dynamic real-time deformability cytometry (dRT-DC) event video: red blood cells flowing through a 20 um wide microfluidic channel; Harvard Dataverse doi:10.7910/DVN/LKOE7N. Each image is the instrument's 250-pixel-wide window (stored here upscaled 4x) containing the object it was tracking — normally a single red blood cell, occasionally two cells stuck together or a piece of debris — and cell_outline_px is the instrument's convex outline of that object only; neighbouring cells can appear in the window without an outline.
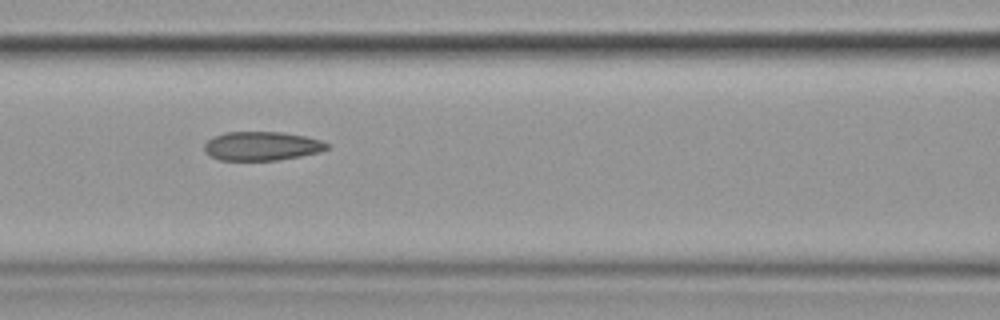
{"species": "common noctule bat (a hibernating species)", "species_latin": "Nyctalus noctula", "temperature_condition": "cold", "stored_images_in_passage": 8, "camera_frame_rate_fps": 3000, "um_per_image_px": 0.085, "animal": {"sex": "female", "body_mass_g": 19.9}, "frame": {"image": 1, "passage_image": 8, "time_ms": 8.0, "image_size_px": [1000, 320], "cell_outline_px": [[328, 148], [320, 152], [300, 156], [276, 160], [220, 160], [212, 156], [204, 148], [204, 144], [212, 136], [224, 132], [284, 132], [304, 136], [320, 140], [328, 144]], "centroid_in_image_um": [22.24, 12.4], "position_along_channel_um": 144.4, "area_um2": 20.52}}